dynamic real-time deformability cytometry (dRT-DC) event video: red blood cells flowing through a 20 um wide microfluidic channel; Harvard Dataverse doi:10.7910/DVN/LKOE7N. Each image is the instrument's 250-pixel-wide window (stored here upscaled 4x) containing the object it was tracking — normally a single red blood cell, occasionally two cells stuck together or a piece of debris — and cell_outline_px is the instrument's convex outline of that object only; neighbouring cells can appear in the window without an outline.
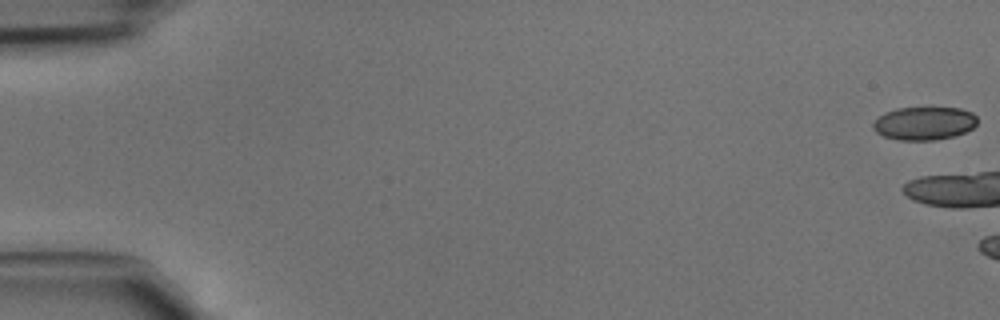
{"species": "common noctule bat (a hibernating species)", "species_latin": "Nyctalus noctula", "temperature_condition": "cold", "stored_images_in_passage": 6, "camera_frame_rate_fps": 3000, "um_per_image_px": 0.085, "animal": {"sex": "male", "body_mass_g": 15.6}, "frame": {"image": 1, "passage_image": 1, "time_ms": 0.0, "image_size_px": [1000, 320], "cell_outline_px": [[976, 124], [972, 128], [964, 132], [952, 136], [936, 140], [896, 140], [884, 136], [876, 132], [872, 128], [872, 124], [884, 112], [896, 108], [960, 108], [972, 112], [976, 116]], "centroid_in_image_um": [78.53, 10.48], "position_along_channel_um": 6.5, "area_um2": 20.11}}